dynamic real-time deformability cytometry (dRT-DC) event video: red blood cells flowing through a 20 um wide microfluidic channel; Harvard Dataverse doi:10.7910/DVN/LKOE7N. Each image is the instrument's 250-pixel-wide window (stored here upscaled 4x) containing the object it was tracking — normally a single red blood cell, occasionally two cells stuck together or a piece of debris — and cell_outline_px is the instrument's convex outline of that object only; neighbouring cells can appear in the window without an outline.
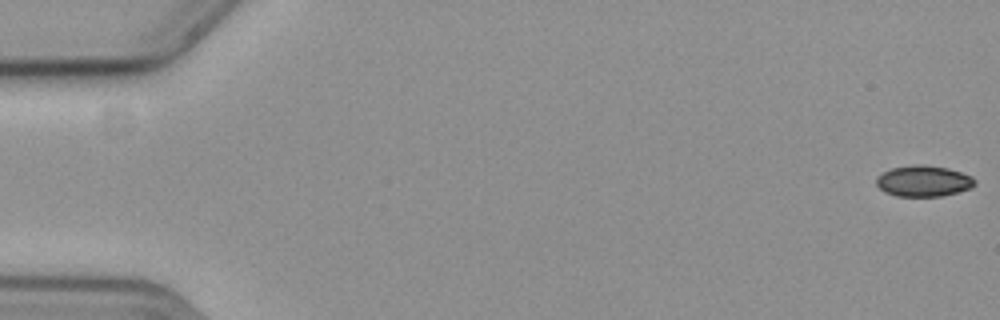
{"species": "common noctule bat (a hibernating species)", "species_latin": "Nyctalus noctula", "temperature_condition": "cold", "stored_images_in_passage": 18, "camera_frame_rate_fps": 3000, "um_per_image_px": 0.085, "animal": {"sex": "female", "body_mass_g": 19.3, "forearm_length_mm": 54.1}, "frame": {"image": 1, "passage_image": 1, "time_ms": 0.0, "image_size_px": [1000, 320], "cell_outline_px": [[976, 184], [968, 188], [956, 192], [940, 196], [896, 196], [884, 192], [876, 184], [876, 180], [884, 172], [892, 168], [916, 164], [924, 164], [948, 168], [972, 176], [976, 180]], "centroid_in_image_um": [78.5, 15.38], "position_along_channel_um": 6.5, "area_um2": 17.63}}
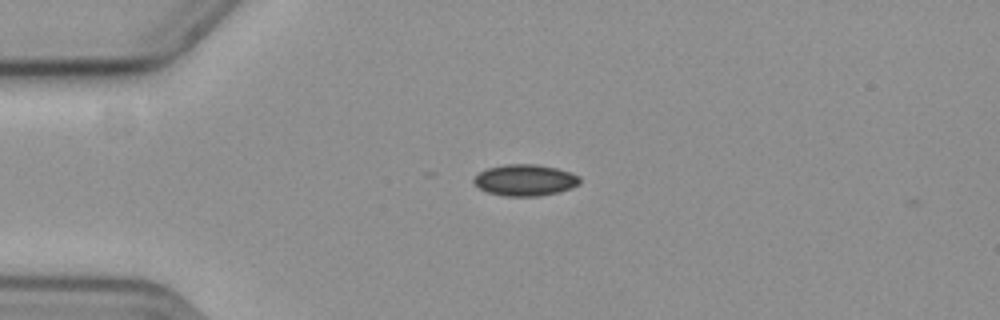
{"frame": {"image": 2, "passage_image": 15, "time_ms": 4.667, "image_size_px": [1000, 320], "cell_outline_px": [[580, 180], [572, 188], [556, 192], [536, 196], [504, 196], [488, 192], [480, 188], [472, 180], [480, 172], [488, 168], [504, 164], [536, 164], [556, 168], [580, 176]], "centroid_in_image_um": [44.61, 15.3], "position_along_channel_um": 40.4, "area_um2": 19.07}}